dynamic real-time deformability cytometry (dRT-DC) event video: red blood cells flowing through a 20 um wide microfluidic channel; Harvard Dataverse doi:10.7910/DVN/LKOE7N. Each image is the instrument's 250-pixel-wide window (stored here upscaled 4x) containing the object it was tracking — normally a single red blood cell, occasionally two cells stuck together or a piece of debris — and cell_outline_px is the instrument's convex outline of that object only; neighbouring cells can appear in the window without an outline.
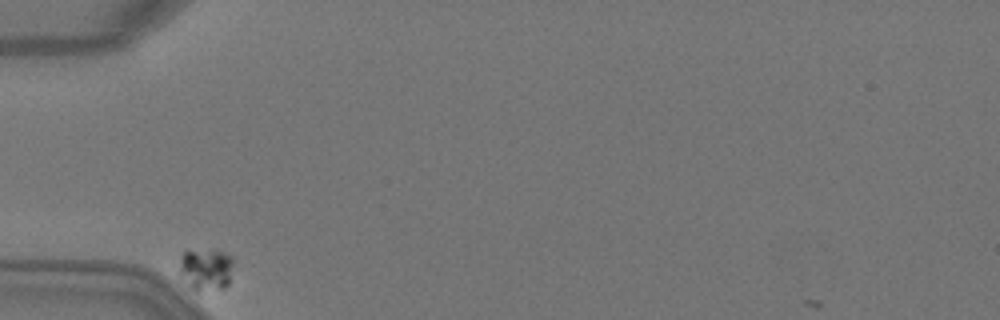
{"species": "Egyptian fruit bat (a non-hibernating species)", "species_latin": "Rousettus aegyptiacus", "temperature_condition": "warm", "stored_images_in_passage": 2, "camera_frame_rate_fps": 3000, "um_per_image_px": 0.085, "animal": {"sex": "female"}, "frame": {"image": 1, "passage_image": 1, "time_ms": 0.0, "image_size_px": [1000, 320], "cell_outline_px": [[232, 264], [228, 284], [224, 288], [196, 292], [188, 288], [180, 272], [180, 256], [184, 252], [224, 252], [232, 256]], "centroid_in_image_um": [17.49, 22.96], "position_along_channel_um": 67.5, "area_um2": 12.95}}